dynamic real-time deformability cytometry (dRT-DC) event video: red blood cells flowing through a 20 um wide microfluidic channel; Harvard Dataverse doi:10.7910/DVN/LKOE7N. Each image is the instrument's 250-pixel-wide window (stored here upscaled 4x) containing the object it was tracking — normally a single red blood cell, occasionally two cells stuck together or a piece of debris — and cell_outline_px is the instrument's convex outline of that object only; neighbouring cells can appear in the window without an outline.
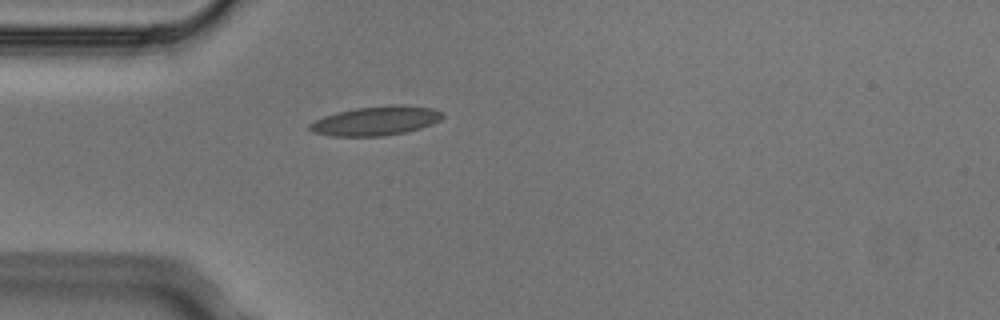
{"species": "Egyptian fruit bat (a non-hibernating species)", "species_latin": "Rousettus aegyptiacus", "temperature_condition": "cold", "stored_images_in_passage": 1, "camera_frame_rate_fps": 3000, "um_per_image_px": 0.085, "animal": {"sex": "male"}, "frame": {"image": 1, "passage_image": 1, "time_ms": 0.0, "image_size_px": [1000, 320], "cell_outline_px": [[444, 116], [440, 120], [432, 124], [420, 128], [404, 132], [384, 136], [332, 136], [312, 132], [308, 128], [308, 124], [324, 116], [336, 112], [356, 108], [392, 104], [400, 104], [432, 108], [444, 112]], "centroid_in_image_um": [31.96, 10.26], "position_along_channel_um": 53.0, "area_um2": 22.72}}